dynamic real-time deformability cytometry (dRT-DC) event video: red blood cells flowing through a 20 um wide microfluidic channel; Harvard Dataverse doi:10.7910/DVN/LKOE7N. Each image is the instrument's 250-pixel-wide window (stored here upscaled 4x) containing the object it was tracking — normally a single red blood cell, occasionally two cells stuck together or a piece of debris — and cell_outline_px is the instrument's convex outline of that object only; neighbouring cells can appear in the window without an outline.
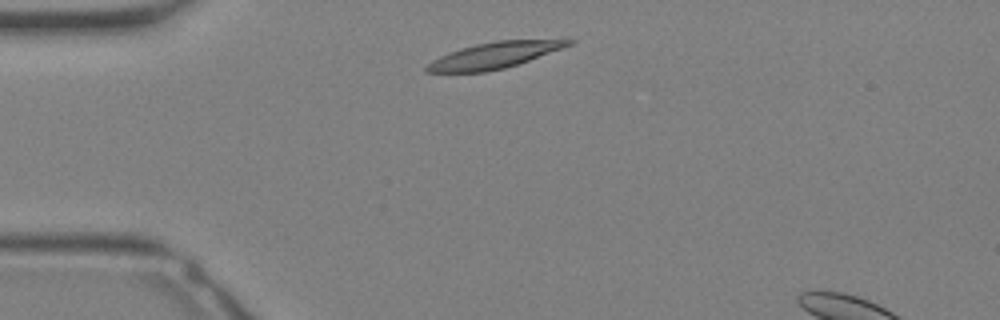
{"species": "Egyptian fruit bat (a non-hibernating species)", "species_latin": "Rousettus aegyptiacus", "temperature_condition": "warm", "stored_images_in_passage": 6, "camera_frame_rate_fps": 3000, "um_per_image_px": 0.085, "animal": {"sex": "female"}, "frame": {"image": 1, "passage_image": 2, "time_ms": 0.333, "image_size_px": [1000, 320], "cell_outline_px": [[576, 40], [572, 44], [528, 60], [504, 68], [488, 72], [424, 72], [424, 68], [432, 60], [448, 52], [460, 48], [476, 44], [496, 40], [568, 36]], "centroid_in_image_um": [42.15, 4.64], "position_along_channel_um": 42.8, "area_um2": 22.37}}
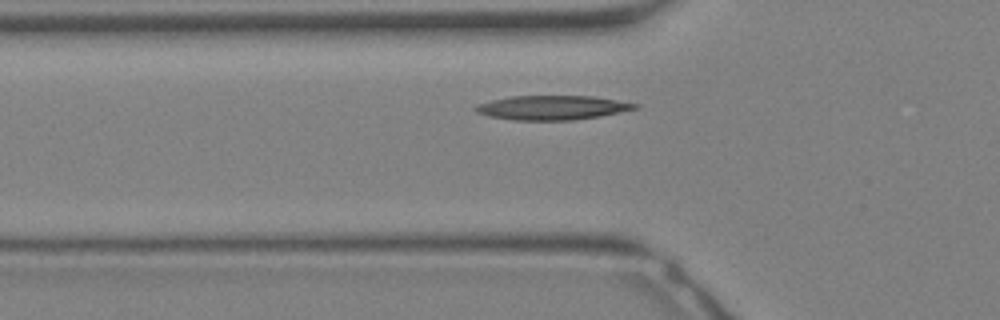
{"frame": {"image": 2, "passage_image": 5, "time_ms": 1.333, "image_size_px": [1000, 320], "cell_outline_px": [[640, 108], [600, 116], [572, 120], [512, 120], [488, 116], [476, 112], [472, 108], [476, 104], [492, 100], [512, 96], [592, 96], [640, 104]], "centroid_in_image_um": [46.92, 9.15], "position_along_channel_um": 78.9, "area_um2": 22.6}}